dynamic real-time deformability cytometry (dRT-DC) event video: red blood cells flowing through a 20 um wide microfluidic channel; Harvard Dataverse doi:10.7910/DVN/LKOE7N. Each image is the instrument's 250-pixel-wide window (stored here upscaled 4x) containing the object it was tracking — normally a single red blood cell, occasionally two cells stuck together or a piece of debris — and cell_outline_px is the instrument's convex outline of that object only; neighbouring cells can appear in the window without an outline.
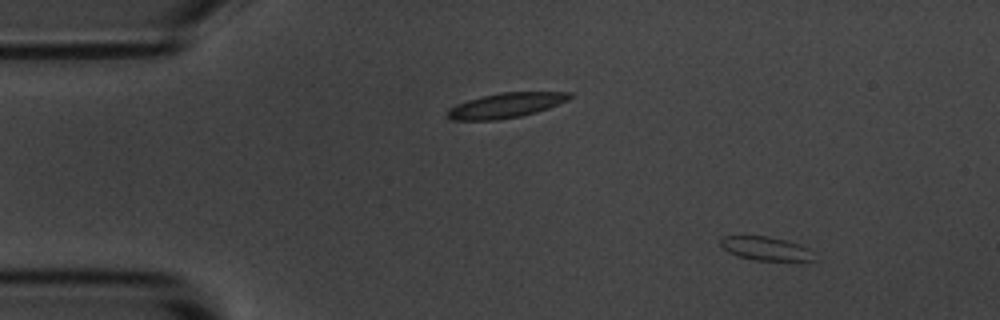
{"species": "common noctule bat (a hibernating species)", "species_latin": "Nyctalus noctula", "temperature_condition": "room temperature", "stored_images_in_passage": 7, "camera_frame_rate_fps": 3000, "um_per_image_px": 0.085, "animal": {"sex": "male", "body_mass_g": 20.1, "forearm_length_mm": 53.5}, "frame": {"image": 1, "passage_image": 1, "time_ms": 0.0, "image_size_px": [1000, 320], "cell_outline_px": [[816, 260], [752, 260], [736, 256], [728, 252], [720, 244], [720, 236], [768, 236], [800, 244], [808, 248]], "centroid_in_image_um": [65.03, 21.12], "position_along_channel_um": 20.0, "area_um2": 12.83}}
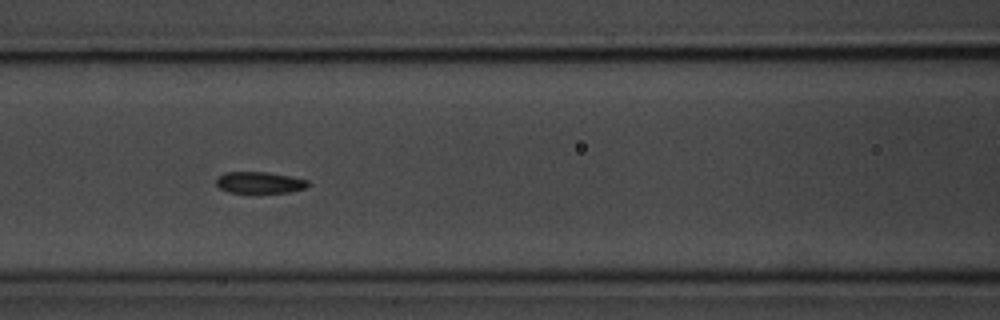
{"frame": {"image": 2, "passage_image": 6, "time_ms": 5.667, "image_size_px": [1000, 320], "cell_outline_px": [[312, 184], [308, 188], [292, 192], [256, 196], [228, 192], [220, 188], [216, 184], [216, 176], [224, 172], [268, 172], [292, 176], [308, 180]], "centroid_in_image_um": [22.11, 15.57], "position_along_channel_um": 144.5, "area_um2": 12.66}}
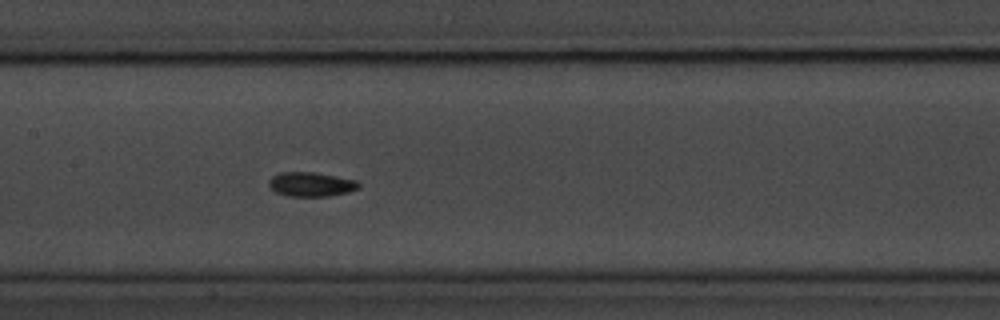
{"frame": {"image": 3, "passage_image": 7, "time_ms": 6.667, "image_size_px": [1000, 320], "cell_outline_px": [[360, 188], [348, 192], [328, 196], [288, 196], [276, 192], [268, 184], [268, 180], [272, 176], [280, 172], [312, 172], [336, 176], [356, 180], [360, 184]], "centroid_in_image_um": [26.44, 15.66], "position_along_channel_um": 181.0, "area_um2": 12.72}}